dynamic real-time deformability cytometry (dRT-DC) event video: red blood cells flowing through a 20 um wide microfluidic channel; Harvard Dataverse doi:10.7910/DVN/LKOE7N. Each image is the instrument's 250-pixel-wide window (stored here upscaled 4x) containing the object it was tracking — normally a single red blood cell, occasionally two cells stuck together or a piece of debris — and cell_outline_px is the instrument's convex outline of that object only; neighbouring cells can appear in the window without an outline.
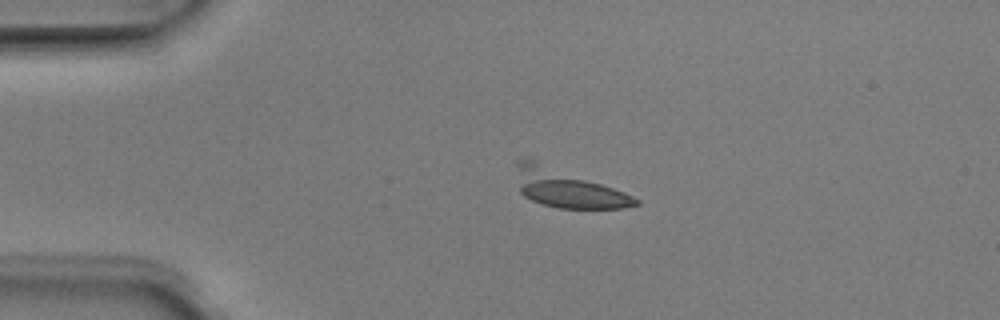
{"species": "Egyptian fruit bat (a non-hibernating species)", "species_latin": "Rousettus aegyptiacus", "temperature_condition": "room temperature", "stored_images_in_passage": 4, "camera_frame_rate_fps": 3000, "um_per_image_px": 0.085, "animal": {"sex": "male"}, "frame": {"image": 1, "passage_image": 3, "time_ms": 0.667, "image_size_px": [1000, 320], "cell_outline_px": [[640, 204], [620, 208], [560, 208], [544, 204], [532, 200], [524, 196], [520, 192], [516, 164], [516, 160], [536, 160], [624, 192], [640, 200]], "centroid_in_image_um": [48.21, 16.01], "position_along_channel_um": 36.8, "area_um2": 25.78}}